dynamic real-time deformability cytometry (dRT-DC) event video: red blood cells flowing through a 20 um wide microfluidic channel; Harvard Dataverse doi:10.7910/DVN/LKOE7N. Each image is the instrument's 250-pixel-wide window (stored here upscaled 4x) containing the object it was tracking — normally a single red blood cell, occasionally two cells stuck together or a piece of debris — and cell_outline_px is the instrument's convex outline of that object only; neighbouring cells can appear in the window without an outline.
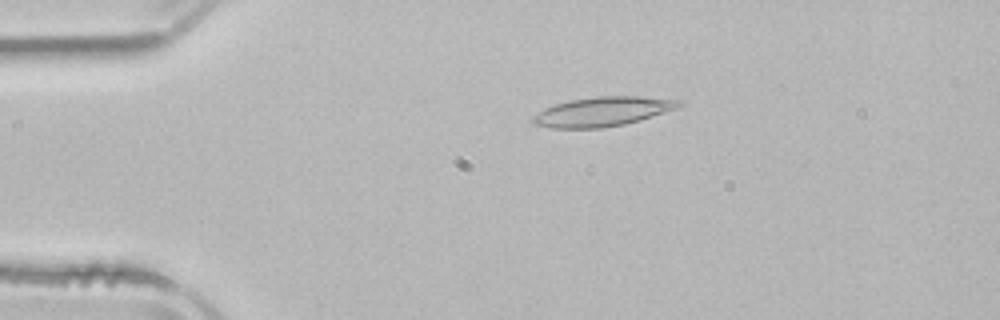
{"species": "common noctule bat (a hibernating species)", "species_latin": "Nyctalus noctula", "temperature_condition": "room temperature", "stored_images_in_passage": 4, "camera_frame_rate_fps": 3000, "um_per_image_px": 0.085, "animal": {"sex": "male", "body_mass_g": 21.5, "forearm_length_mm": 52.0}, "frame": {"image": 1, "passage_image": 3, "time_ms": 2.667, "image_size_px": [1000, 320], "cell_outline_px": [[684, 104], [680, 108], [640, 120], [624, 124], [600, 128], [552, 128], [536, 124], [532, 120], [532, 116], [544, 108], [552, 104], [568, 100], [596, 96], [640, 96], [684, 100]], "centroid_in_image_um": [51.27, 9.47], "position_along_channel_um": 33.7, "area_um2": 25.32}}